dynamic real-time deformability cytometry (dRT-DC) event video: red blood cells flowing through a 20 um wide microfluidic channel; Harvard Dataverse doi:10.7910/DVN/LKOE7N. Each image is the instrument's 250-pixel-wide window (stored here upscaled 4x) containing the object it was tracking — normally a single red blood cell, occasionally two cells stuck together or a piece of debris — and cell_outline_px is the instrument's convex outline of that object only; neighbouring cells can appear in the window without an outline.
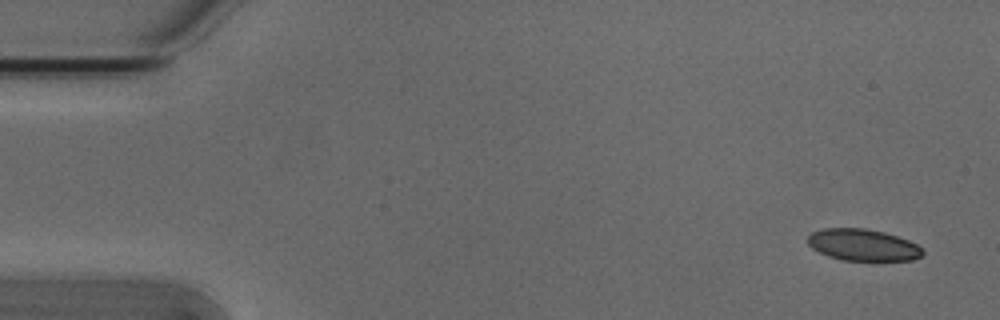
{"species": "Egyptian fruit bat (a non-hibernating species)", "species_latin": "Rousettus aegyptiacus", "temperature_condition": "cold", "stored_images_in_passage": 6, "camera_frame_rate_fps": 3000, "um_per_image_px": 0.085, "animal": {"sex": "male"}, "frame": {"image": 1, "passage_image": 1, "time_ms": 0.0, "image_size_px": [1000, 320], "cell_outline_px": [[924, 252], [920, 256], [912, 260], [840, 260], [828, 256], [812, 248], [808, 244], [808, 236], [812, 232], [824, 228], [864, 228], [884, 232], [908, 240], [916, 244]], "centroid_in_image_um": [73.32, 20.81], "position_along_channel_um": 11.7, "area_um2": 21.04}}
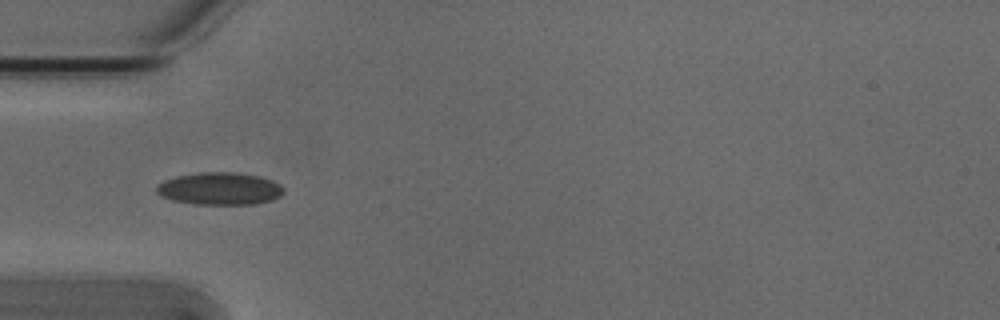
{"frame": {"image": 2, "passage_image": 4, "time_ms": 1.0, "image_size_px": [1000, 320], "cell_outline_px": [[284, 192], [280, 196], [272, 200], [252, 204], [192, 204], [172, 200], [160, 196], [156, 192], [156, 184], [164, 180], [176, 176], [200, 172], [232, 172], [260, 176], [272, 180], [280, 184], [284, 188]], "centroid_in_image_um": [18.65, 16.03], "position_along_channel_um": 66.3, "area_um2": 24.22}}
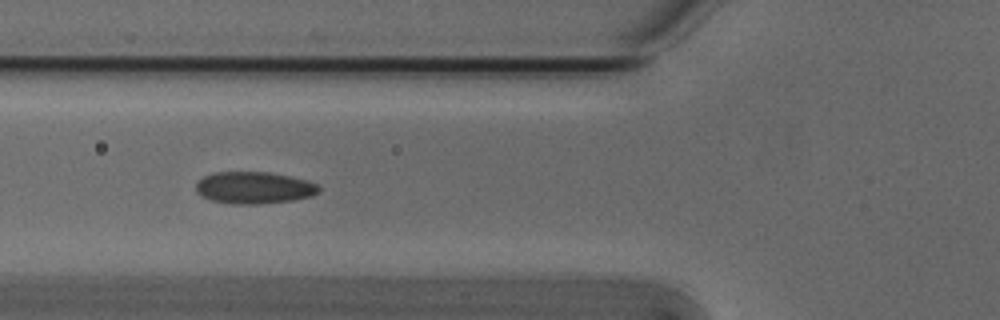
{"frame": {"image": 3, "passage_image": 5, "time_ms": 1.333, "image_size_px": [1000, 320], "cell_outline_px": [[320, 192], [312, 196], [296, 200], [256, 204], [232, 204], [212, 200], [200, 196], [196, 192], [196, 180], [204, 176], [216, 172], [268, 172], [308, 180], [316, 184], [320, 188]], "centroid_in_image_um": [21.59, 15.96], "position_along_channel_um": 104.2, "area_um2": 23.06}}